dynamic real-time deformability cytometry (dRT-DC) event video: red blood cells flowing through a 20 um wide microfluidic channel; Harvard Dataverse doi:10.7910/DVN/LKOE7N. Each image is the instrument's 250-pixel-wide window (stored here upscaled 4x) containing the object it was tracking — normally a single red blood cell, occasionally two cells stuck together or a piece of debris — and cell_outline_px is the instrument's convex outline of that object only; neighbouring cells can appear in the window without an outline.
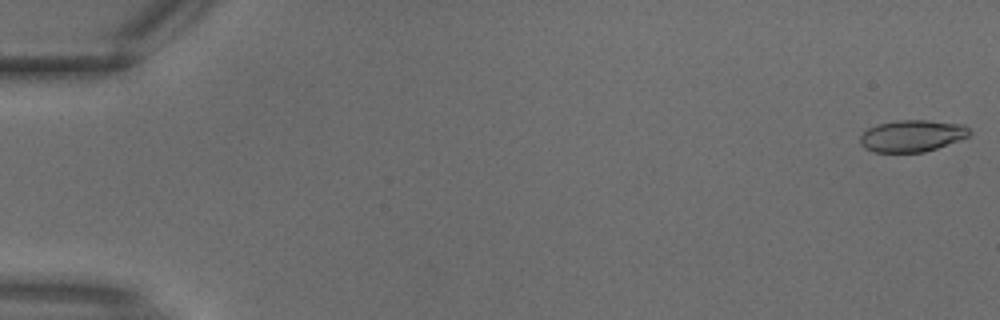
{"species": "common noctule bat (a hibernating species)", "species_latin": "Nyctalus noctula", "temperature_condition": "warm", "stored_images_in_passage": 3, "camera_frame_rate_fps": 3000, "um_per_image_px": 0.085, "animal": {"sex": "male", "body_mass_g": 18.8}, "frame": {"image": 1, "passage_image": 1, "time_ms": 0.0, "image_size_px": [1000, 320], "cell_outline_px": [[972, 132], [968, 136], [936, 148], [924, 152], [876, 152], [864, 148], [860, 144], [860, 136], [868, 128], [880, 124], [900, 120], [928, 120], [964, 124]], "centroid_in_image_um": [77.52, 11.54], "position_along_channel_um": 7.5, "area_um2": 20.06}}
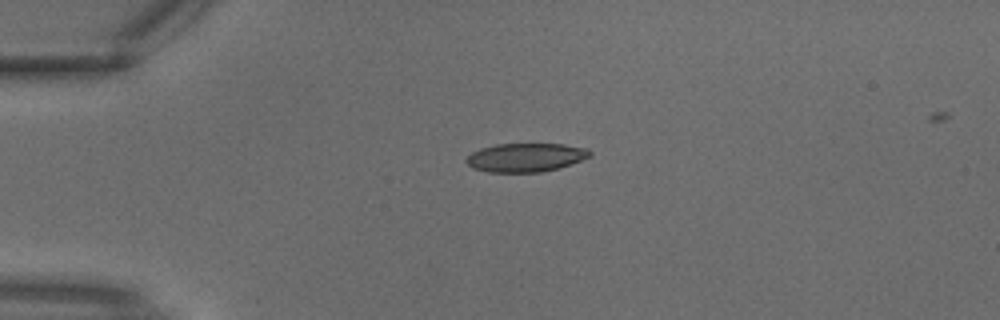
{"frame": {"image": 2, "passage_image": 2, "time_ms": 0.333, "image_size_px": [1000, 320], "cell_outline_px": [[592, 156], [560, 168], [540, 172], [488, 172], [472, 168], [464, 160], [472, 152], [480, 148], [496, 144], [564, 144], [588, 148], [592, 152]], "centroid_in_image_um": [44.7, 13.38], "position_along_channel_um": 40.3, "area_um2": 20.81}}
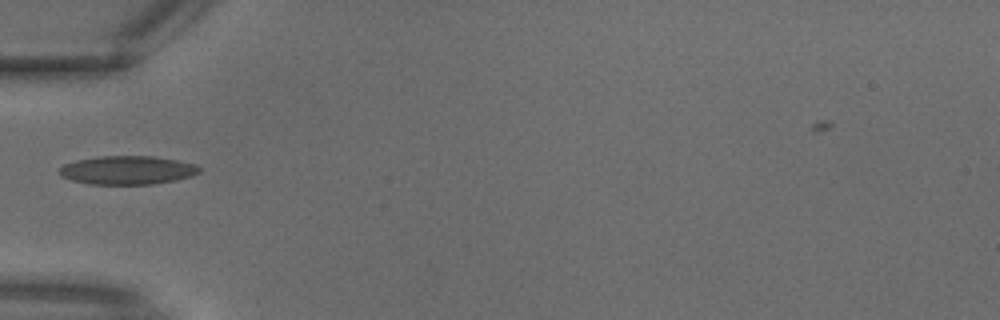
{"frame": {"image": 3, "passage_image": 3, "time_ms": 0.667, "image_size_px": [1000, 320], "cell_outline_px": [[200, 172], [192, 176], [176, 180], [152, 184], [88, 184], [72, 180], [60, 176], [60, 168], [64, 164], [76, 160], [96, 156], [152, 156], [176, 160], [196, 164], [200, 168]], "centroid_in_image_um": [10.83, 14.46], "position_along_channel_um": 74.2, "area_um2": 23.35}}